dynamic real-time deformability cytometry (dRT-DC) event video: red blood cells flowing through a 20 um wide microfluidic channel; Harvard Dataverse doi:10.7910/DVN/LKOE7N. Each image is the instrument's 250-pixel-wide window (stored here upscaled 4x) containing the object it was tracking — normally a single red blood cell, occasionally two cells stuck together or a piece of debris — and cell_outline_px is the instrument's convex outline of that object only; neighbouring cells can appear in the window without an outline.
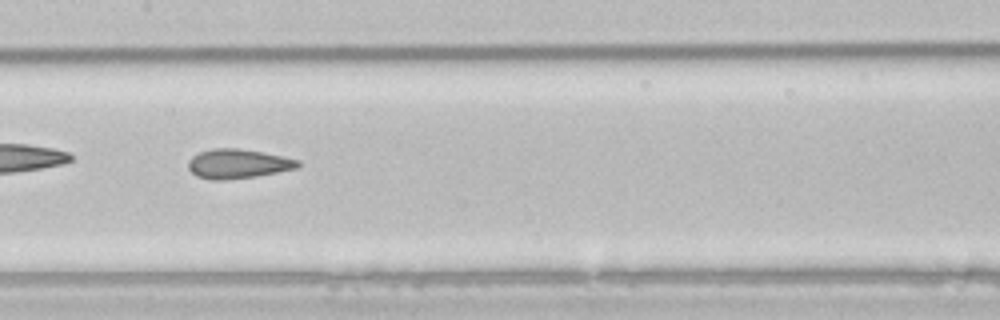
{"species": "common noctule bat (a hibernating species)", "species_latin": "Nyctalus noctula", "temperature_condition": "room temperature", "stored_images_in_passage": 37, "camera_frame_rate_fps": 3000, "um_per_image_px": 0.085, "animal": {"sex": "male", "body_mass_g": 21.5, "forearm_length_mm": 52.0}, "frame": {"image": 1, "passage_image": 11, "time_ms": 3.333, "image_size_px": [1000, 320], "cell_outline_px": [[300, 164], [296, 168], [256, 176], [224, 180], [212, 180], [196, 176], [188, 168], [188, 160], [192, 156], [200, 152], [212, 148], [240, 148], [284, 156], [300, 160]], "centroid_in_image_um": [20.2, 13.91], "position_along_channel_um": 187.2, "area_um2": 18.79}, "authors_computed_cell_mechanics": {"area_um2": 18.8428, "velocity_mm_per_s": 3.8902, "shape_relaxation_time_tau1_ms": null, "shape_relaxation_time_tau2_ms": 2.419, "deformation_change_tau1": null, "deformation_change_tau2": 0.0793}}